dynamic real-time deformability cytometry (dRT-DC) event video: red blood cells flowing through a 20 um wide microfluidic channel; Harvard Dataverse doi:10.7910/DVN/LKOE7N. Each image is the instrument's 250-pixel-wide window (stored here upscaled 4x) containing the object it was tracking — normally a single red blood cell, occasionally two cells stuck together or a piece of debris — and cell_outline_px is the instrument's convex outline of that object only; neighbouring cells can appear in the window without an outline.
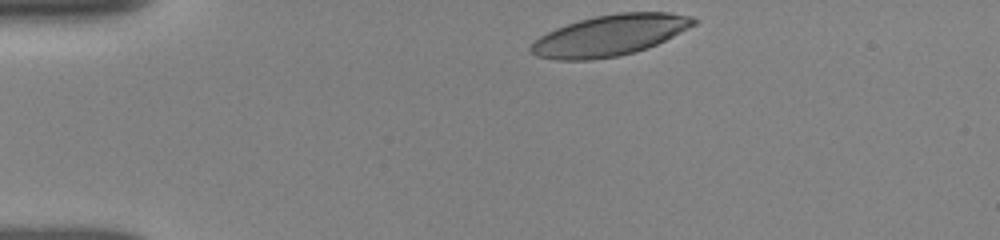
{"species": "human", "species_latin": "Homo sapiens", "temperature_condition": "room temperature", "stored_images_in_passage": 12, "camera_frame_rate_fps": 3000, "um_per_image_px": 0.085, "donor": {"sex": "female"}, "frame": {"image": 1, "passage_image": 1, "time_ms": 0.0, "image_size_px": [1000, 240], "cell_outline_px": [[700, 20], [696, 24], [648, 48], [616, 56], [592, 60], [556, 60], [536, 56], [528, 48], [540, 36], [556, 28], [580, 20], [596, 16], [620, 12], [668, 12], [692, 16]], "centroid_in_image_um": [51.85, 3.0], "position_along_channel_um": 33.2, "area_um2": 38.55}}